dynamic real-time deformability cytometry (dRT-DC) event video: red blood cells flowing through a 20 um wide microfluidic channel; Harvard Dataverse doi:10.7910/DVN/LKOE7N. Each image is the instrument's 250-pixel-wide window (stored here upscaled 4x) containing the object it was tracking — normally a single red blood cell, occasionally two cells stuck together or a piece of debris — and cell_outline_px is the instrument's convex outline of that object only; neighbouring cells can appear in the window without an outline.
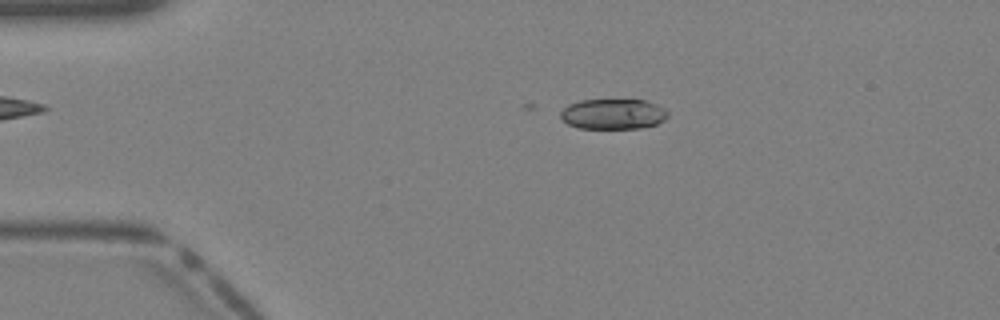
{"species": "Egyptian fruit bat (a non-hibernating species)", "species_latin": "Rousettus aegyptiacus", "temperature_condition": "warm", "stored_images_in_passage": 4, "camera_frame_rate_fps": 3000, "um_per_image_px": 0.085, "animal": {"sex": "female"}, "frame": {"image": 1, "passage_image": 4, "time_ms": 1.0, "image_size_px": [1000, 320], "cell_outline_px": [[668, 116], [664, 120], [656, 124], [640, 128], [580, 128], [568, 124], [560, 116], [560, 112], [568, 104], [580, 100], [644, 100], [656, 104], [664, 108], [668, 112]], "centroid_in_image_um": [52.12, 9.69], "position_along_channel_um": 32.9, "area_um2": 18.9}}